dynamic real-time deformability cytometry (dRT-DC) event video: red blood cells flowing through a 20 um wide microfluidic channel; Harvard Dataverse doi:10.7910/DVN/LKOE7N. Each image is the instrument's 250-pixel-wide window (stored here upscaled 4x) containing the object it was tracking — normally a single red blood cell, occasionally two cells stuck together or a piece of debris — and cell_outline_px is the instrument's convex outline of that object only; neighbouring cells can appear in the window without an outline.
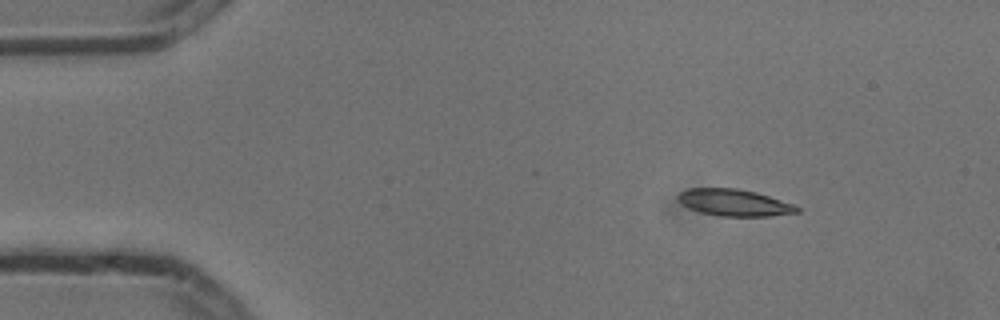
{"species": "common noctule bat (a hibernating species)", "species_latin": "Nyctalus noctula", "temperature_condition": "cold", "stored_images_in_passage": 5, "camera_frame_rate_fps": 3000, "um_per_image_px": 0.085, "animal": {"sex": "male", "body_mass_g": 13.3}, "frame": {"image": 1, "passage_image": 2, "time_ms": 0.333, "image_size_px": [1000, 320], "cell_outline_px": [[800, 212], [772, 216], [720, 216], [700, 212], [688, 208], [680, 204], [676, 200], [676, 196], [680, 192], [688, 188], [736, 188], [756, 192], [792, 204], [800, 208]], "centroid_in_image_um": [62.35, 17.22], "position_along_channel_um": 22.6, "area_um2": 18.67}}
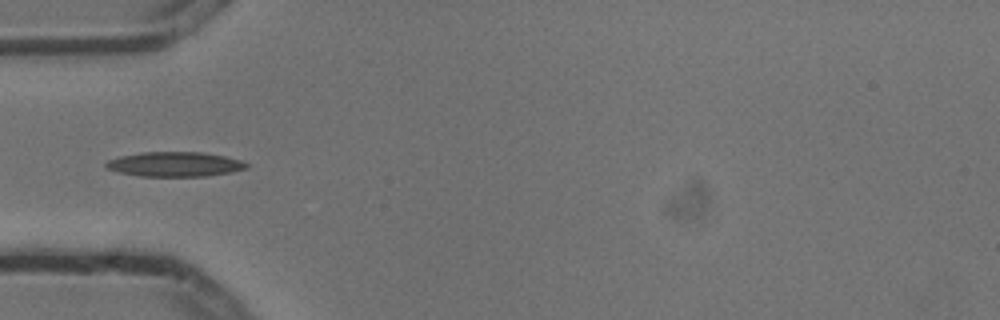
{"frame": {"image": 2, "passage_image": 5, "time_ms": 1.333, "image_size_px": [1000, 320], "cell_outline_px": [[248, 168], [232, 172], [208, 176], [140, 176], [116, 172], [104, 168], [104, 164], [108, 160], [120, 156], [144, 152], [200, 152], [224, 156], [240, 160], [248, 164]], "centroid_in_image_um": [14.83, 13.97], "position_along_channel_um": 70.2, "area_um2": 20.29}}